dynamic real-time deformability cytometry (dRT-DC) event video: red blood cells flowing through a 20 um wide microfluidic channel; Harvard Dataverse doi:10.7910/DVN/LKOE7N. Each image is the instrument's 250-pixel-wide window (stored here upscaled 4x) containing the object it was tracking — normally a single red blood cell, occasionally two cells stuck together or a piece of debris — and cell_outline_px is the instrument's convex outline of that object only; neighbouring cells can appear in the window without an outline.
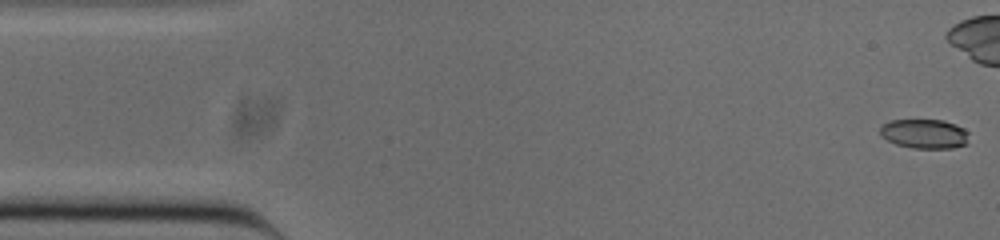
{"species": "common noctule bat (a hibernating species)", "species_latin": "Nyctalus noctula", "temperature_condition": "cold", "stored_images_in_passage": 40, "camera_frame_rate_fps": 3000, "um_per_image_px": 0.085, "animal": {"sex": "male", "body_mass_g": 20.0, "forearm_length_mm": 53.3}, "frame": {"image": 1, "passage_image": 1, "time_ms": 0.0, "image_size_px": [1000, 240], "cell_outline_px": [[968, 144], [952, 148], [912, 148], [896, 144], [880, 136], [880, 128], [884, 124], [892, 120], [944, 120], [956, 124], [964, 128], [968, 132]], "centroid_in_image_um": [78.61, 11.37], "position_along_channel_um": 6.4, "area_um2": 15.32}}
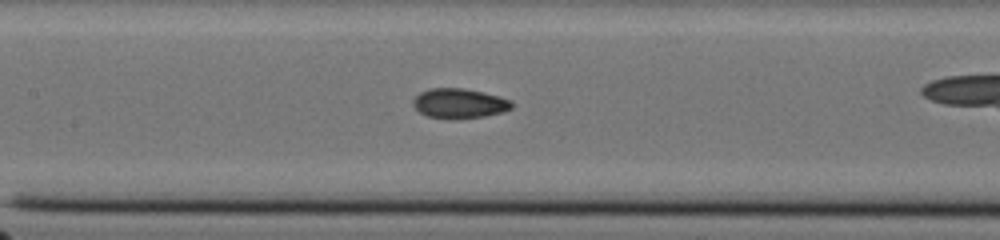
{"frame": {"image": 2, "passage_image": 23, "time_ms": 7.333, "image_size_px": [1000, 240], "cell_outline_px": [[516, 104], [512, 108], [504, 112], [484, 116], [460, 120], [448, 120], [428, 116], [420, 112], [412, 104], [412, 100], [420, 92], [432, 88], [464, 88], [484, 92], [512, 100]], "centroid_in_image_um": [39.08, 8.81], "position_along_channel_um": 168.3, "area_um2": 17.57}}
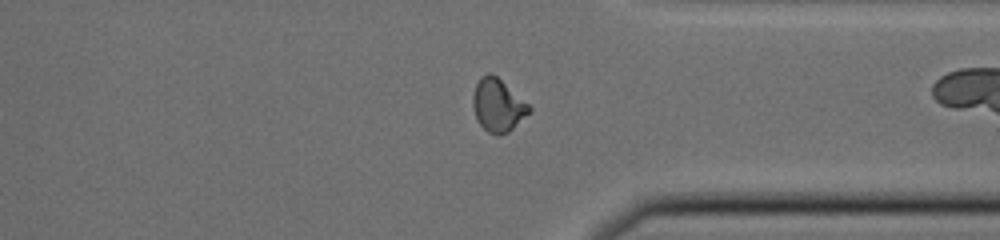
{"frame": {"image": 3, "passage_image": 39, "time_ms": 12.667, "image_size_px": [1000, 240], "cell_outline_px": [[532, 112], [508, 132], [496, 136], [488, 132], [476, 120], [472, 104], [472, 96], [476, 84], [480, 76], [488, 72], [492, 72], [528, 104], [532, 108]], "centroid_in_image_um": [42.3, 8.95], "position_along_channel_um": 369.1, "area_um2": 17.46}}